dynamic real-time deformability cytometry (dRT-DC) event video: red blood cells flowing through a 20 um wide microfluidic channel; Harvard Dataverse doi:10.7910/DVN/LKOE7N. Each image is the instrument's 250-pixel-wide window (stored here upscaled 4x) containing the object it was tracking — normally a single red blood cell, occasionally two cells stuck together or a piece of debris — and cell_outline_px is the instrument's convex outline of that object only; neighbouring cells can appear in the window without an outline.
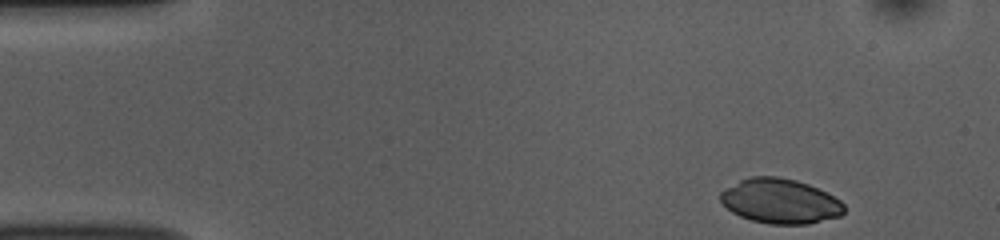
{"species": "common noctule bat (a hibernating species)", "species_latin": "Nyctalus noctula", "temperature_condition": "room temperature", "stored_images_in_passage": 48, "camera_frame_rate_fps": 3000, "um_per_image_px": 0.085, "animal": {"sex": "female", "body_mass_g": 10.0, "forearm_length_mm": 53.1}, "frame": {"image": 1, "passage_image": 1, "time_ms": 0.0, "image_size_px": [1000, 240], "cell_outline_px": [[844, 212], [840, 216], [808, 224], [768, 224], [752, 220], [740, 216], [732, 212], [720, 200], [720, 192], [724, 188], [740, 180], [752, 176], [776, 176], [796, 180], [808, 184], [840, 200], [844, 204]], "centroid_in_image_um": [66.3, 17.1], "position_along_channel_um": 18.7, "area_um2": 32.14}}
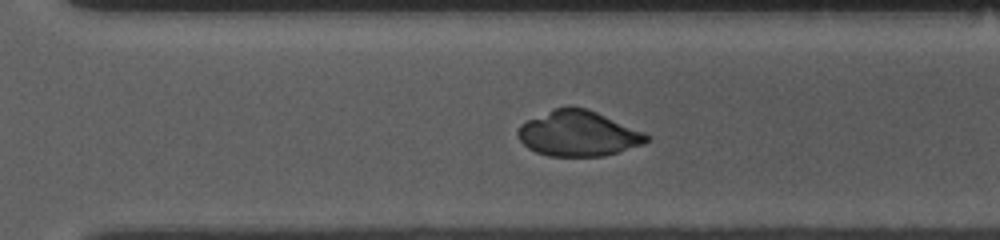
{"frame": {"image": 2, "passage_image": 32, "time_ms": 10.333, "image_size_px": [1000, 240], "cell_outline_px": [[648, 140], [644, 144], [604, 156], [548, 156], [536, 152], [528, 148], [520, 140], [516, 132], [520, 124], [552, 108], [568, 104], [572, 104], [588, 108], [644, 132], [648, 136]], "centroid_in_image_um": [49.12, 11.32], "position_along_channel_um": 321.5, "area_um2": 34.39}}
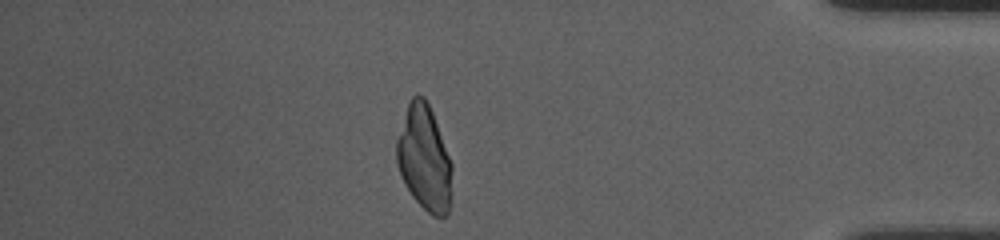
{"frame": {"image": 3, "passage_image": 41, "time_ms": 13.333, "image_size_px": [1000, 240], "cell_outline_px": [[452, 196], [448, 216], [432, 216], [412, 196], [404, 184], [396, 160], [396, 140], [408, 104], [412, 96], [424, 96], [432, 112], [452, 164]], "centroid_in_image_um": [36.08, 13.5], "position_along_channel_um": 399.1, "area_um2": 33.87}}